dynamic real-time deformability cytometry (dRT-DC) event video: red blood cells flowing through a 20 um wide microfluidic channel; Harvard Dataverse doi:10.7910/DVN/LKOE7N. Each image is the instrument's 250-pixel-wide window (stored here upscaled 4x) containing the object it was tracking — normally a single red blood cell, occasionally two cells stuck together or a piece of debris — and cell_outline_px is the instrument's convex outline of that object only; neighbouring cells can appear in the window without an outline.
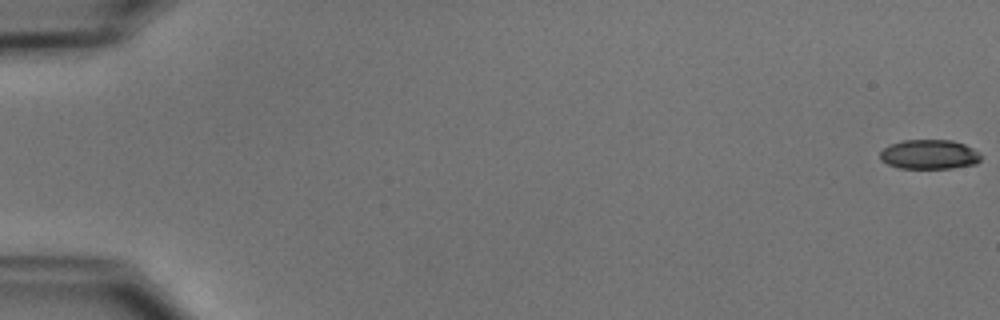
{"species": "common noctule bat (a hibernating species)", "species_latin": "Nyctalus noctula", "temperature_condition": "cold", "stored_images_in_passage": 55, "camera_frame_rate_fps": 3000, "um_per_image_px": 0.085, "animal": {"sex": "male", "body_mass_g": 15.6}, "frame": {"image": 1, "passage_image": 1, "time_ms": 0.0, "image_size_px": [1000, 320], "cell_outline_px": [[980, 160], [976, 164], [952, 168], [900, 168], [888, 164], [880, 160], [880, 152], [884, 148], [892, 144], [904, 140], [952, 140], [964, 144], [980, 152]], "centroid_in_image_um": [79.0, 13.13], "position_along_channel_um": 6.0, "area_um2": 17.28}}
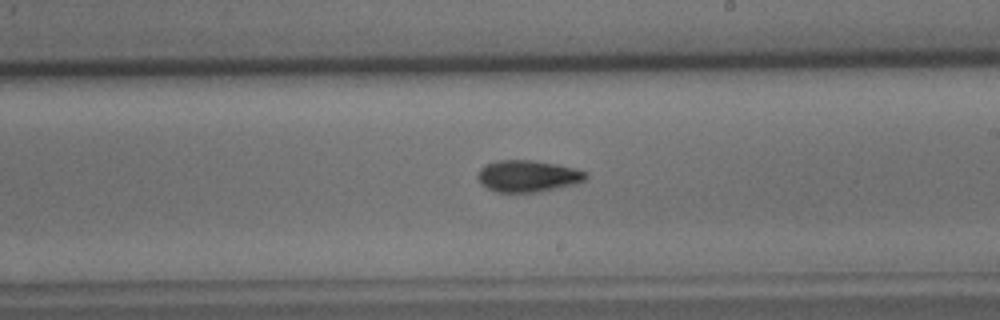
{"frame": {"image": 2, "passage_image": 33, "time_ms": 10.667, "image_size_px": [1000, 320], "cell_outline_px": [[588, 176], [584, 180], [576, 184], [536, 192], [496, 192], [480, 184], [476, 176], [480, 168], [484, 164], [496, 160], [532, 160], [556, 164], [576, 168], [588, 172]], "centroid_in_image_um": [44.84, 14.96], "position_along_channel_um": 244.2, "area_um2": 20.17}}
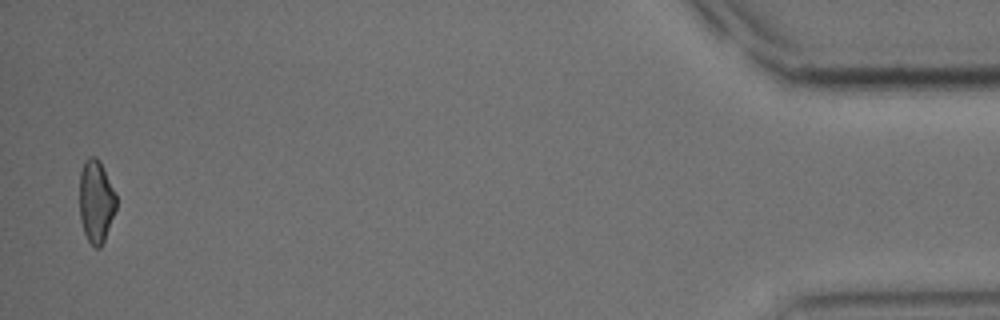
{"frame": {"image": 3, "passage_image": 54, "time_ms": 17.667, "image_size_px": [1000, 320], "cell_outline_px": [[116, 208], [104, 240], [100, 248], [96, 248], [88, 240], [84, 232], [80, 220], [80, 172], [84, 160], [88, 156], [96, 156], [100, 160], [116, 196]], "centroid_in_image_um": [8.15, 17.08], "position_along_channel_um": 427.1, "area_um2": 17.57}, "authors_computed_cell_mechanics": {"area_um2": 18.9006, "velocity_mm_per_s": 3.766, "shape_relaxation_time_tau1_ms": 4.3498, "shape_relaxation_time_tau2_ms": 8.4715, "deformation_change_tau1": 0.1133, "deformation_change_tau2": 0.1684}}